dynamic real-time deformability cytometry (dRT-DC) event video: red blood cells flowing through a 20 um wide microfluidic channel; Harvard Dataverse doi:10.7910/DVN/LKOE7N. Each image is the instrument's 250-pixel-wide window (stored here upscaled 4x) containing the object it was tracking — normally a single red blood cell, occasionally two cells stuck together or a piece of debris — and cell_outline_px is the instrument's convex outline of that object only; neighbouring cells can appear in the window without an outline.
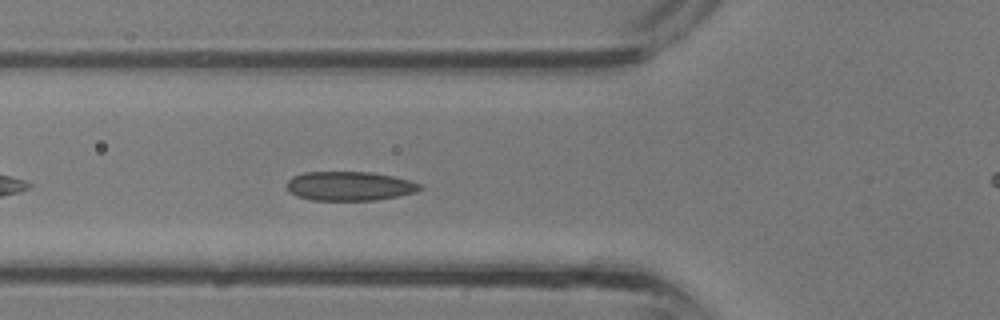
{"species": "common noctule bat (a hibernating species)", "species_latin": "Nyctalus noctula", "temperature_condition": "room temperature", "stored_images_in_passage": 24, "camera_frame_rate_fps": 3000, "um_per_image_px": 0.085, "animal": {"sex": "male", "body_mass_g": 13.3}, "frame": {"image": 1, "passage_image": 6, "time_ms": 1.667, "image_size_px": [1000, 320], "cell_outline_px": [[424, 188], [416, 192], [376, 200], [312, 200], [296, 196], [288, 192], [288, 180], [292, 176], [304, 172], [372, 172], [392, 176], [424, 184]], "centroid_in_image_um": [29.72, 15.81], "position_along_channel_um": 96.1, "area_um2": 22.72}}
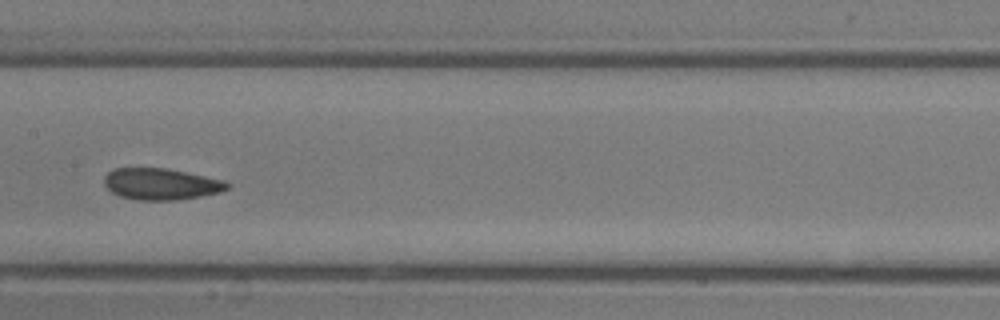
{"frame": {"image": 2, "passage_image": 11, "time_ms": 3.333, "image_size_px": [1000, 320], "cell_outline_px": [[232, 184], [228, 188], [220, 192], [200, 196], [176, 200], [140, 200], [120, 196], [112, 192], [104, 184], [104, 176], [108, 172], [116, 168], [164, 168], [224, 180]], "centroid_in_image_um": [13.69, 15.64], "position_along_channel_um": 193.7, "area_um2": 22.37}}
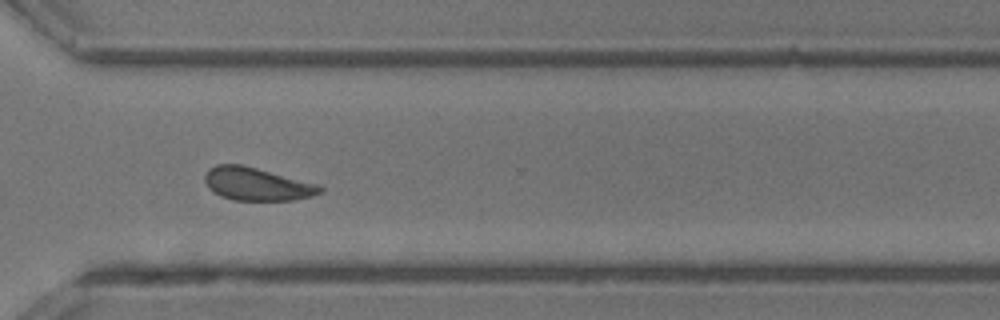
{"frame": {"image": 3, "passage_image": 19, "time_ms": 6.0, "image_size_px": [1000, 320], "cell_outline_px": [[324, 188], [320, 192], [312, 196], [292, 200], [232, 200], [220, 196], [212, 192], [208, 188], [204, 180], [204, 176], [208, 168], [216, 164], [240, 164], [320, 184]], "centroid_in_image_um": [21.8, 15.64], "position_along_channel_um": 348.8, "area_um2": 22.25}}